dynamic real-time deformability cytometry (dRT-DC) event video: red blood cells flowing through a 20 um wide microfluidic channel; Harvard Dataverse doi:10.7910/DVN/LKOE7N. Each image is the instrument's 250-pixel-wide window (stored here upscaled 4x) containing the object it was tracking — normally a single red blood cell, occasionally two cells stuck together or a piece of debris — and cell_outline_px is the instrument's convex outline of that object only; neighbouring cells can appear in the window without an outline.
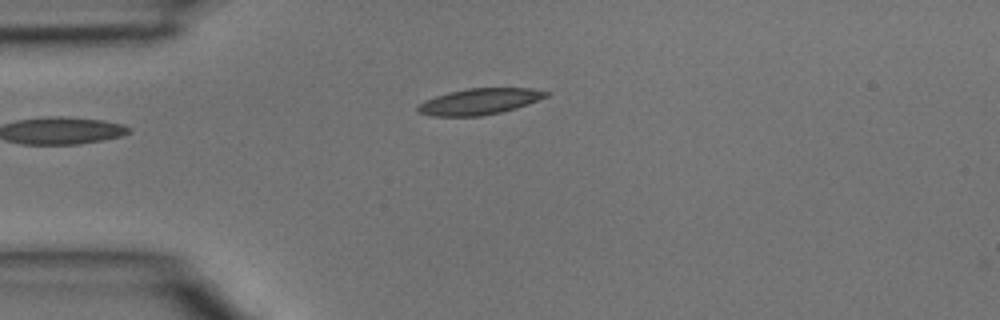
{"species": "common noctule bat (a hibernating species)", "species_latin": "Nyctalus noctula", "temperature_condition": "room temperature", "stored_images_in_passage": 5, "camera_frame_rate_fps": 3000, "um_per_image_px": 0.085, "animal": {"sex": "male", "body_mass_g": 15.6}, "frame": {"image": 1, "passage_image": 3, "time_ms": 0.667, "image_size_px": [1000, 320], "cell_outline_px": [[552, 92], [548, 96], [528, 104], [516, 108], [500, 112], [480, 116], [432, 116], [416, 112], [416, 108], [424, 100], [448, 92], [468, 88], [532, 88]], "centroid_in_image_um": [40.76, 8.62], "position_along_channel_um": 44.2, "area_um2": 19.59}}